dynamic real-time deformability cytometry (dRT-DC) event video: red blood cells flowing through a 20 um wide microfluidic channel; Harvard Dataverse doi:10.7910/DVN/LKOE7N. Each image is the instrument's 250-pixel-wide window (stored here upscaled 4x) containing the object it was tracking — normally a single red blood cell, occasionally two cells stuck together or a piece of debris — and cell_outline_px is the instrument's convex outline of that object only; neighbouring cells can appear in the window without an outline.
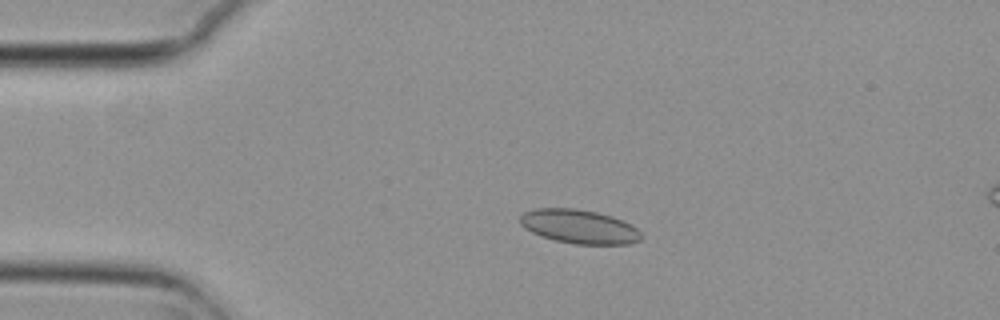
{"species": "common noctule bat (a hibernating species)", "species_latin": "Nyctalus noctula", "temperature_condition": "cold", "stored_images_in_passage": 54, "camera_frame_rate_fps": 3000, "um_per_image_px": 0.085, "animal": {"sex": "female", "body_mass_g": 29.2, "forearm_length_mm": 56.3}, "frame": {"image": 1, "passage_image": 11, "time_ms": 3.333, "image_size_px": [1000, 320], "cell_outline_px": [[640, 240], [628, 244], [576, 244], [556, 240], [532, 232], [524, 228], [520, 224], [520, 216], [524, 212], [536, 208], [576, 208], [596, 212], [612, 216], [624, 220], [632, 224], [640, 232]], "centroid_in_image_um": [49.24, 19.24], "position_along_channel_um": 35.8, "area_um2": 23.87}}
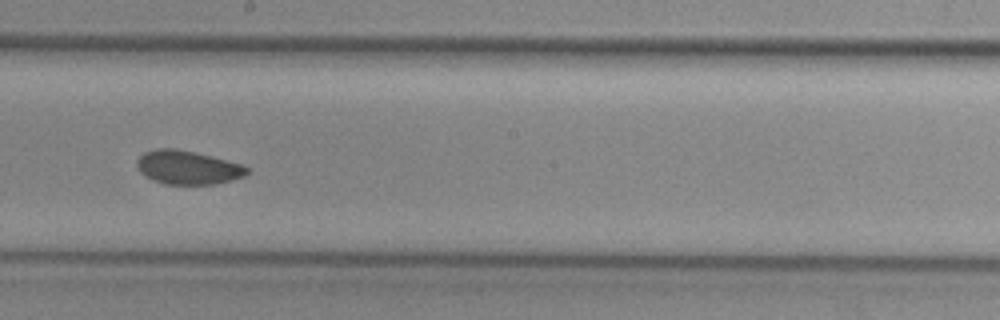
{"frame": {"image": 2, "passage_image": 30, "time_ms": 9.667, "image_size_px": [1000, 320], "cell_outline_px": [[248, 172], [244, 176], [232, 180], [216, 184], [164, 184], [152, 180], [144, 176], [136, 168], [136, 160], [144, 152], [156, 148], [172, 148], [192, 152], [244, 164], [248, 168]], "centroid_in_image_um": [15.92, 14.24], "position_along_channel_um": 232.3, "area_um2": 21.68}}
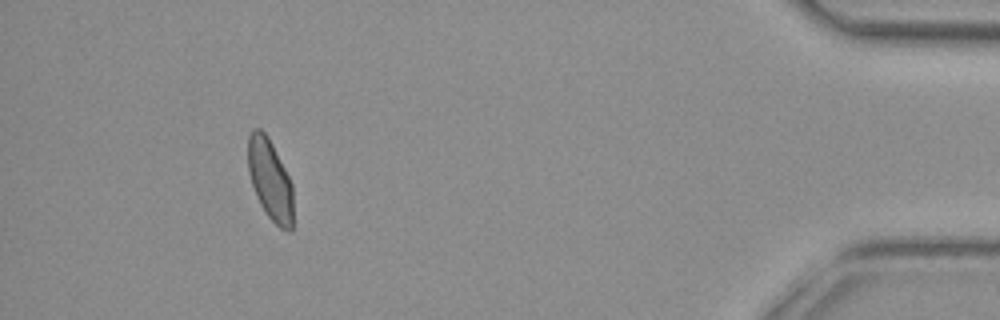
{"frame": {"image": 3, "passage_image": 50, "time_ms": 16.333, "image_size_px": [1000, 320], "cell_outline_px": [[292, 232], [288, 232], [280, 228], [268, 216], [260, 204], [256, 196], [248, 172], [248, 136], [252, 128], [260, 128], [264, 132], [272, 144], [292, 184]], "centroid_in_image_um": [22.94, 15.28], "position_along_channel_um": 412.3, "area_um2": 21.15}, "authors_computed_cell_mechanics": {"area_um2": 22.0507, "velocity_mm_per_s": 3.6905, "shape_relaxation_time_tau1_ms": null, "shape_relaxation_time_tau2_ms": 1.6972, "deformation_change_tau1": null, "deformation_change_tau2": 0.0617}}